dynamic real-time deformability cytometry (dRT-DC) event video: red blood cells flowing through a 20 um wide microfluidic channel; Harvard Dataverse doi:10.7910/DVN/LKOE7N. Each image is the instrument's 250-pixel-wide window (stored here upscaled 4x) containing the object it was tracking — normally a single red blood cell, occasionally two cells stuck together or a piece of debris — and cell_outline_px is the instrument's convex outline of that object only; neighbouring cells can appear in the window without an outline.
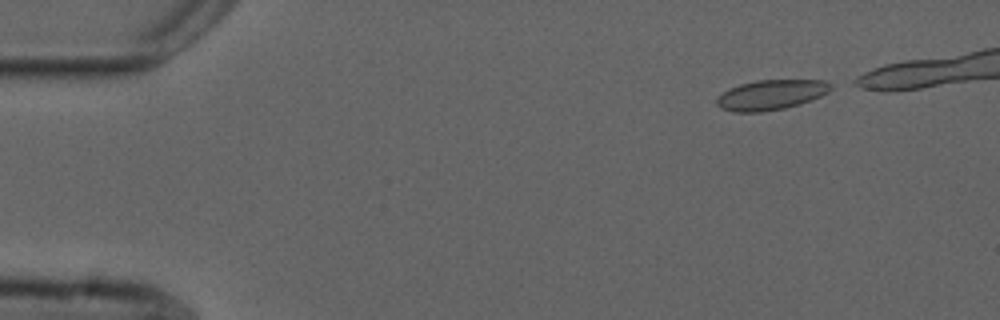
{"species": "common noctule bat (a hibernating species)", "species_latin": "Nyctalus noctula", "temperature_condition": "cold", "stored_images_in_passage": 40, "camera_frame_rate_fps": 3000, "um_per_image_px": 0.085, "animal": {"sex": "male", "forearm_length_mm": 52.5}, "frame": {"image": 1, "passage_image": 1, "time_ms": 0.0, "image_size_px": [1000, 320], "cell_outline_px": [[832, 88], [828, 92], [812, 100], [800, 104], [784, 108], [760, 112], [732, 112], [720, 108], [716, 104], [716, 100], [728, 88], [740, 84], [756, 80], [824, 80], [832, 84]], "centroid_in_image_um": [65.54, 8.06], "position_along_channel_um": 19.5, "area_um2": 20.0}}
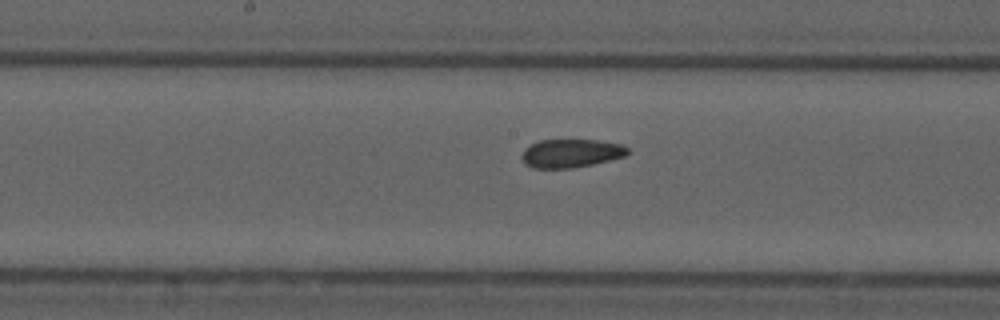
{"frame": {"image": 2, "passage_image": 23, "time_ms": 7.333, "image_size_px": [1000, 320], "cell_outline_px": [[628, 152], [624, 156], [592, 164], [572, 168], [532, 168], [524, 164], [520, 156], [524, 148], [540, 140], [600, 140], [620, 144], [628, 148]], "centroid_in_image_um": [48.48, 13.03], "position_along_channel_um": 199.7, "area_um2": 17.51}}
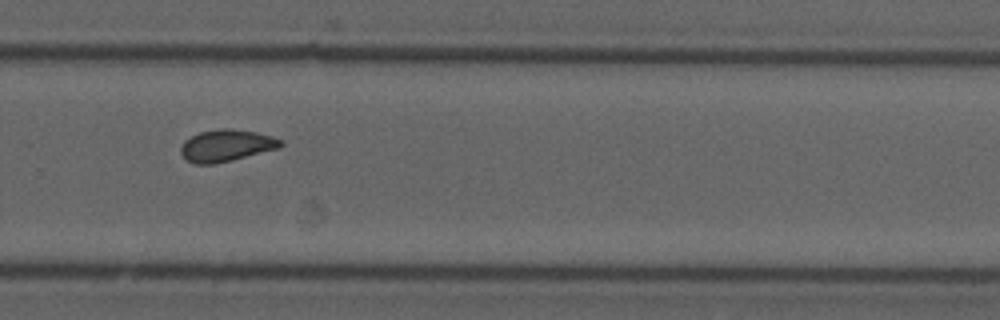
{"frame": {"image": 3, "passage_image": 32, "time_ms": 10.333, "image_size_px": [1000, 320], "cell_outline_px": [[284, 144], [280, 148], [216, 164], [196, 164], [188, 160], [180, 152], [180, 148], [184, 140], [200, 132], [224, 128], [228, 128], [256, 132], [272, 136], [284, 140]], "centroid_in_image_um": [19.28, 12.37], "position_along_channel_um": 310.5, "area_um2": 18.55}}